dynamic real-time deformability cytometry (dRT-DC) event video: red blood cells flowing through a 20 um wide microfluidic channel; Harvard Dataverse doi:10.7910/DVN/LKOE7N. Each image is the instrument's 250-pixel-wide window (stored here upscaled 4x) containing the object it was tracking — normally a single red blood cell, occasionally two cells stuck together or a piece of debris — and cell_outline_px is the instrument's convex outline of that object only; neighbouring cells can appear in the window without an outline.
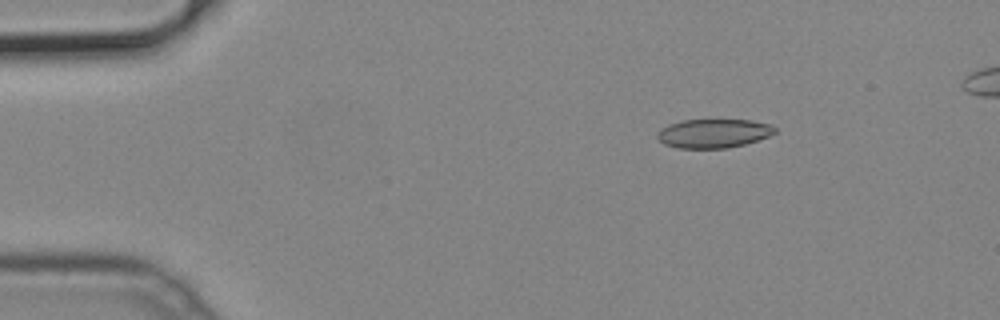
{"species": "common noctule bat (a hibernating species)", "species_latin": "Nyctalus noctula", "temperature_condition": "cold", "stored_images_in_passage": 50, "camera_frame_rate_fps": 3000, "um_per_image_px": 0.085, "animal": {"sex": "male", "body_mass_g": 19.2, "forearm_length_mm": 51.8}, "frame": {"image": 1, "passage_image": 8, "time_ms": 2.333, "image_size_px": [1000, 320], "cell_outline_px": [[776, 132], [768, 136], [744, 144], [728, 148], [676, 148], [664, 144], [656, 136], [656, 132], [660, 128], [668, 124], [680, 120], [716, 116], [752, 120], [772, 124], [776, 128]], "centroid_in_image_um": [60.63, 11.27], "position_along_channel_um": 24.4, "area_um2": 20.98}}
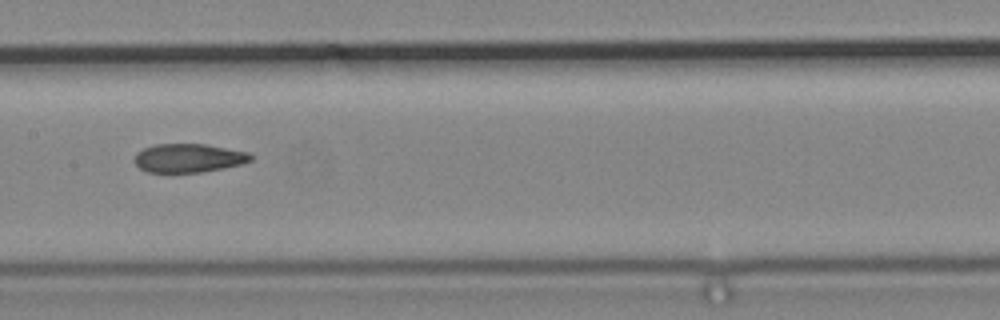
{"frame": {"image": 2, "passage_image": 26, "time_ms": 8.333, "image_size_px": [1000, 320], "cell_outline_px": [[252, 160], [244, 164], [204, 172], [148, 172], [140, 168], [136, 164], [136, 152], [144, 148], [156, 144], [204, 144], [248, 152], [252, 156]], "centroid_in_image_um": [16.06, 13.44], "position_along_channel_um": 191.3, "area_um2": 19.36}}
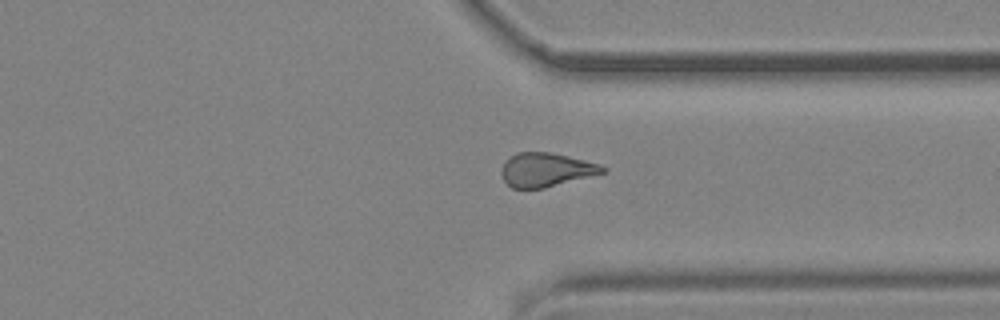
{"frame": {"image": 3, "passage_image": 39, "time_ms": 12.667, "image_size_px": [1000, 320], "cell_outline_px": [[608, 168], [604, 172], [544, 188], [512, 188], [504, 180], [500, 172], [500, 168], [504, 160], [516, 152], [548, 152], [568, 156], [600, 164]], "centroid_in_image_um": [46.36, 14.42], "position_along_channel_um": 365.0, "area_um2": 19.88}}